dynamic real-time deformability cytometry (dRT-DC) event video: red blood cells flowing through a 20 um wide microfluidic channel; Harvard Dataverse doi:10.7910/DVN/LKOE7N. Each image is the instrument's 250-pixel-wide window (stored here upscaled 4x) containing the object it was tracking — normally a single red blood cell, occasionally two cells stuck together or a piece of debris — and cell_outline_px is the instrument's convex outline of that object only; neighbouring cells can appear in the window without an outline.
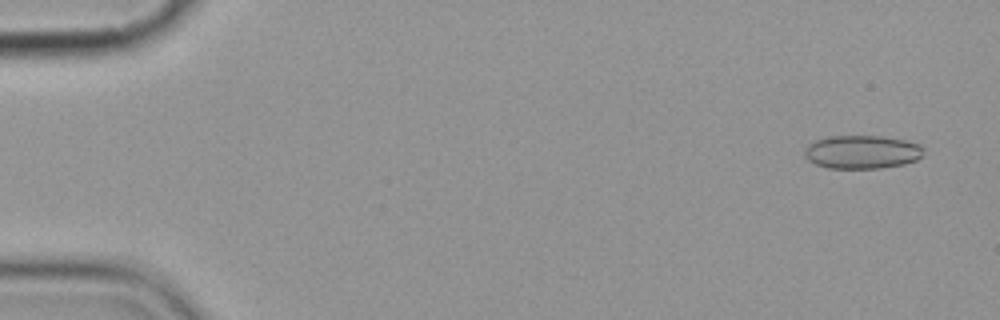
{"species": "common noctule bat (a hibernating species)", "species_latin": "Nyctalus noctula", "temperature_condition": "cold", "stored_images_in_passage": 5, "camera_frame_rate_fps": 3000, "um_per_image_px": 0.085, "animal": {"sex": "female", "body_mass_g": 19.9}, "frame": {"image": 1, "passage_image": 1, "time_ms": 0.0, "image_size_px": [1000, 320], "cell_outline_px": [[924, 148], [920, 156], [916, 160], [904, 164], [880, 168], [828, 168], [816, 164], [808, 160], [804, 156], [804, 152], [808, 144], [816, 140], [828, 136], [880, 136], [904, 140], [920, 144]], "centroid_in_image_um": [73.25, 12.92], "position_along_channel_um": 11.7, "area_um2": 23.12}}
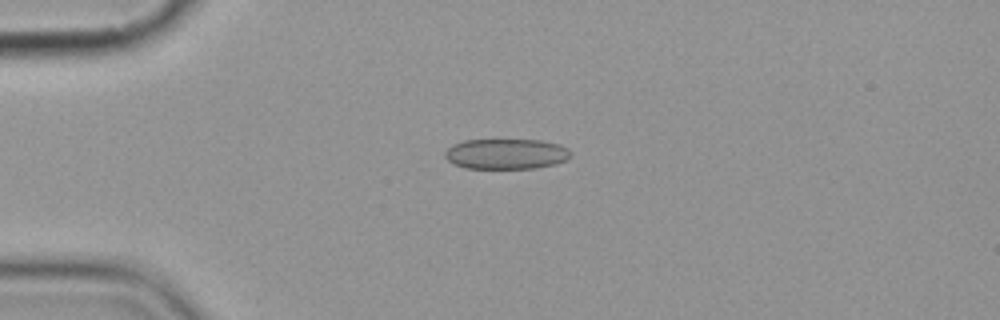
{"frame": {"image": 2, "passage_image": 4, "time_ms": 3.667, "image_size_px": [1000, 320], "cell_outline_px": [[572, 156], [556, 164], [536, 168], [464, 168], [448, 160], [444, 156], [444, 152], [452, 144], [464, 140], [540, 140], [560, 144], [568, 148], [572, 152]], "centroid_in_image_um": [43.05, 13.08], "position_along_channel_um": 42.0, "area_um2": 22.37}}